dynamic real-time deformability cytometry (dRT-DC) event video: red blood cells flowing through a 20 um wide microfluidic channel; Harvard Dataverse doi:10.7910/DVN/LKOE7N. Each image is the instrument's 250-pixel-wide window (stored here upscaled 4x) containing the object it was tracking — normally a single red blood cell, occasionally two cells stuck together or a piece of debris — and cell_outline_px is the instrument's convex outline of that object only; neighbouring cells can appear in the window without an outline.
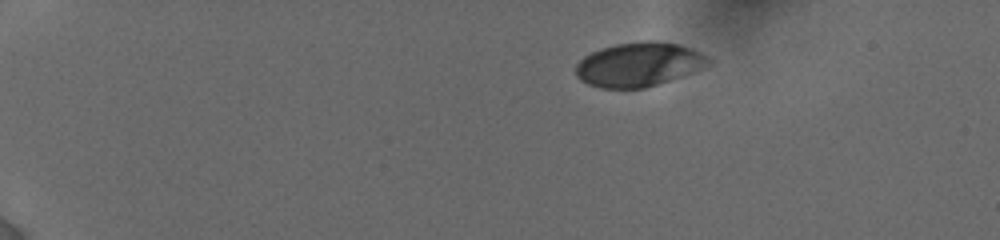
{"species": "human", "species_latin": "Homo sapiens", "temperature_condition": "cold", "stored_images_in_passage": 21, "camera_frame_rate_fps": 3000, "um_per_image_px": 0.085, "donor": {"sex": "female"}, "frame": {"image": 1, "passage_image": 1, "time_ms": 0.0, "image_size_px": [1000, 240], "cell_outline_px": [[712, 60], [708, 64], [692, 72], [644, 88], [600, 88], [588, 84], [580, 80], [576, 76], [576, 64], [584, 56], [600, 48], [616, 44], [644, 40], [652, 40], [676, 44], [692, 48], [708, 56]], "centroid_in_image_um": [54.27, 5.47], "position_along_channel_um": 30.7, "area_um2": 33.93}}
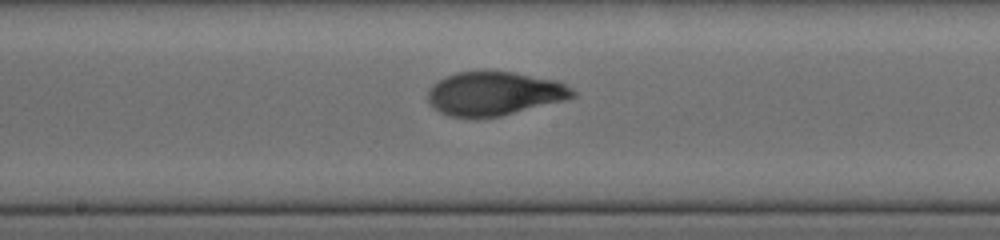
{"frame": {"image": 2, "passage_image": 11, "time_ms": 7.333, "image_size_px": [1000, 240], "cell_outline_px": [[576, 96], [564, 100], [500, 116], [452, 116], [440, 112], [428, 100], [428, 92], [432, 84], [456, 72], [512, 72], [556, 80], [572, 88], [576, 92]], "centroid_in_image_um": [42.05, 7.94], "position_along_channel_um": 206.2, "area_um2": 36.07}}
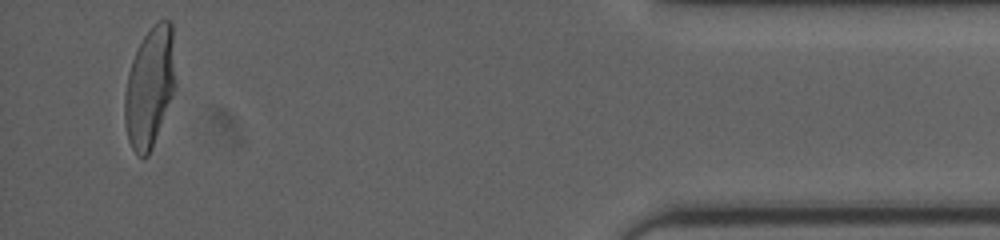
{"frame": {"image": 3, "passage_image": 21, "time_ms": 14.333, "image_size_px": [1000, 240], "cell_outline_px": [[176, 88], [152, 148], [148, 156], [136, 156], [128, 140], [124, 124], [124, 96], [128, 72], [132, 60], [144, 36], [156, 20], [172, 20], [176, 80]], "centroid_in_image_um": [12.74, 7.4], "position_along_channel_um": 422.5, "area_um2": 36.07}, "authors_computed_cell_mechanics": {"area_um2": 36.0672, "velocity_mm_per_s": 3.8469, "shape_relaxation_time_tau1_ms": 6.2405, "shape_relaxation_time_tau2_ms": 0.8397, "deformation_change_tau1": 0.2211, "deformation_change_tau2": 0.0534}}